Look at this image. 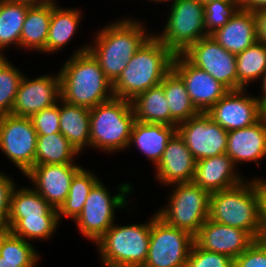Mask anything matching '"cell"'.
<instances>
[{
    "label": "cell",
    "instance_id": "39",
    "mask_svg": "<svg viewBox=\"0 0 266 267\" xmlns=\"http://www.w3.org/2000/svg\"><path fill=\"white\" fill-rule=\"evenodd\" d=\"M37 135L59 133V101L30 117Z\"/></svg>",
    "mask_w": 266,
    "mask_h": 267
},
{
    "label": "cell",
    "instance_id": "26",
    "mask_svg": "<svg viewBox=\"0 0 266 267\" xmlns=\"http://www.w3.org/2000/svg\"><path fill=\"white\" fill-rule=\"evenodd\" d=\"M51 14L52 0L28 8L21 32V49L39 53L45 49Z\"/></svg>",
    "mask_w": 266,
    "mask_h": 267
},
{
    "label": "cell",
    "instance_id": "32",
    "mask_svg": "<svg viewBox=\"0 0 266 267\" xmlns=\"http://www.w3.org/2000/svg\"><path fill=\"white\" fill-rule=\"evenodd\" d=\"M79 154L60 132L38 135L34 165L75 163Z\"/></svg>",
    "mask_w": 266,
    "mask_h": 267
},
{
    "label": "cell",
    "instance_id": "45",
    "mask_svg": "<svg viewBox=\"0 0 266 267\" xmlns=\"http://www.w3.org/2000/svg\"><path fill=\"white\" fill-rule=\"evenodd\" d=\"M261 96L258 95L256 96V98L258 99L259 103L261 104V106L264 108L266 106V72L264 73V75L261 78Z\"/></svg>",
    "mask_w": 266,
    "mask_h": 267
},
{
    "label": "cell",
    "instance_id": "15",
    "mask_svg": "<svg viewBox=\"0 0 266 267\" xmlns=\"http://www.w3.org/2000/svg\"><path fill=\"white\" fill-rule=\"evenodd\" d=\"M53 75V76H52ZM61 98L60 75L44 74L35 78L24 75L20 81L12 108V115L31 117L57 103Z\"/></svg>",
    "mask_w": 266,
    "mask_h": 267
},
{
    "label": "cell",
    "instance_id": "38",
    "mask_svg": "<svg viewBox=\"0 0 266 267\" xmlns=\"http://www.w3.org/2000/svg\"><path fill=\"white\" fill-rule=\"evenodd\" d=\"M233 262L225 254L201 249L193 243L185 267H233Z\"/></svg>",
    "mask_w": 266,
    "mask_h": 267
},
{
    "label": "cell",
    "instance_id": "47",
    "mask_svg": "<svg viewBox=\"0 0 266 267\" xmlns=\"http://www.w3.org/2000/svg\"><path fill=\"white\" fill-rule=\"evenodd\" d=\"M147 1H149V2L151 1V2H154V3H158V4L163 2V4H164V2H167V3L171 2L172 3L175 0H147Z\"/></svg>",
    "mask_w": 266,
    "mask_h": 267
},
{
    "label": "cell",
    "instance_id": "4",
    "mask_svg": "<svg viewBox=\"0 0 266 267\" xmlns=\"http://www.w3.org/2000/svg\"><path fill=\"white\" fill-rule=\"evenodd\" d=\"M209 219L248 231L260 239L258 178L248 177L232 188L211 193Z\"/></svg>",
    "mask_w": 266,
    "mask_h": 267
},
{
    "label": "cell",
    "instance_id": "48",
    "mask_svg": "<svg viewBox=\"0 0 266 267\" xmlns=\"http://www.w3.org/2000/svg\"><path fill=\"white\" fill-rule=\"evenodd\" d=\"M199 1L203 4H205L208 2L219 1V0H199ZM220 1H240V0H220Z\"/></svg>",
    "mask_w": 266,
    "mask_h": 267
},
{
    "label": "cell",
    "instance_id": "44",
    "mask_svg": "<svg viewBox=\"0 0 266 267\" xmlns=\"http://www.w3.org/2000/svg\"><path fill=\"white\" fill-rule=\"evenodd\" d=\"M241 8L256 11L266 6V0H240Z\"/></svg>",
    "mask_w": 266,
    "mask_h": 267
},
{
    "label": "cell",
    "instance_id": "3",
    "mask_svg": "<svg viewBox=\"0 0 266 267\" xmlns=\"http://www.w3.org/2000/svg\"><path fill=\"white\" fill-rule=\"evenodd\" d=\"M174 56L153 34L136 51L113 83L114 97L131 101L142 92L161 84L172 70Z\"/></svg>",
    "mask_w": 266,
    "mask_h": 267
},
{
    "label": "cell",
    "instance_id": "27",
    "mask_svg": "<svg viewBox=\"0 0 266 267\" xmlns=\"http://www.w3.org/2000/svg\"><path fill=\"white\" fill-rule=\"evenodd\" d=\"M42 216H58L53 208L32 186L16 185L10 197V211L8 219H42Z\"/></svg>",
    "mask_w": 266,
    "mask_h": 267
},
{
    "label": "cell",
    "instance_id": "16",
    "mask_svg": "<svg viewBox=\"0 0 266 267\" xmlns=\"http://www.w3.org/2000/svg\"><path fill=\"white\" fill-rule=\"evenodd\" d=\"M172 70L184 81L192 104L206 113L229 90L209 73L191 64L182 54H175Z\"/></svg>",
    "mask_w": 266,
    "mask_h": 267
},
{
    "label": "cell",
    "instance_id": "8",
    "mask_svg": "<svg viewBox=\"0 0 266 267\" xmlns=\"http://www.w3.org/2000/svg\"><path fill=\"white\" fill-rule=\"evenodd\" d=\"M170 186L167 203L156 214L168 225L195 236L209 218L210 193L193 182Z\"/></svg>",
    "mask_w": 266,
    "mask_h": 267
},
{
    "label": "cell",
    "instance_id": "50",
    "mask_svg": "<svg viewBox=\"0 0 266 267\" xmlns=\"http://www.w3.org/2000/svg\"><path fill=\"white\" fill-rule=\"evenodd\" d=\"M264 118L266 119V106L263 108Z\"/></svg>",
    "mask_w": 266,
    "mask_h": 267
},
{
    "label": "cell",
    "instance_id": "41",
    "mask_svg": "<svg viewBox=\"0 0 266 267\" xmlns=\"http://www.w3.org/2000/svg\"><path fill=\"white\" fill-rule=\"evenodd\" d=\"M17 185L14 179L0 171V225L5 227L10 211V197L13 188Z\"/></svg>",
    "mask_w": 266,
    "mask_h": 267
},
{
    "label": "cell",
    "instance_id": "28",
    "mask_svg": "<svg viewBox=\"0 0 266 267\" xmlns=\"http://www.w3.org/2000/svg\"><path fill=\"white\" fill-rule=\"evenodd\" d=\"M131 104L136 121L171 126V113L161 84L137 95Z\"/></svg>",
    "mask_w": 266,
    "mask_h": 267
},
{
    "label": "cell",
    "instance_id": "43",
    "mask_svg": "<svg viewBox=\"0 0 266 267\" xmlns=\"http://www.w3.org/2000/svg\"><path fill=\"white\" fill-rule=\"evenodd\" d=\"M257 29V41L266 44V6L254 11Z\"/></svg>",
    "mask_w": 266,
    "mask_h": 267
},
{
    "label": "cell",
    "instance_id": "31",
    "mask_svg": "<svg viewBox=\"0 0 266 267\" xmlns=\"http://www.w3.org/2000/svg\"><path fill=\"white\" fill-rule=\"evenodd\" d=\"M32 244L5 229L0 235V267H35L41 256Z\"/></svg>",
    "mask_w": 266,
    "mask_h": 267
},
{
    "label": "cell",
    "instance_id": "6",
    "mask_svg": "<svg viewBox=\"0 0 266 267\" xmlns=\"http://www.w3.org/2000/svg\"><path fill=\"white\" fill-rule=\"evenodd\" d=\"M152 215L148 223L113 224L94 244L104 267H142L146 261Z\"/></svg>",
    "mask_w": 266,
    "mask_h": 267
},
{
    "label": "cell",
    "instance_id": "7",
    "mask_svg": "<svg viewBox=\"0 0 266 267\" xmlns=\"http://www.w3.org/2000/svg\"><path fill=\"white\" fill-rule=\"evenodd\" d=\"M132 185L130 182L117 185V193L113 196L112 190L100 179L86 198L81 214L74 220L80 235L95 243L115 223L116 212L131 205L127 199L133 192Z\"/></svg>",
    "mask_w": 266,
    "mask_h": 267
},
{
    "label": "cell",
    "instance_id": "42",
    "mask_svg": "<svg viewBox=\"0 0 266 267\" xmlns=\"http://www.w3.org/2000/svg\"><path fill=\"white\" fill-rule=\"evenodd\" d=\"M258 175V196L260 210V239L266 241V179Z\"/></svg>",
    "mask_w": 266,
    "mask_h": 267
},
{
    "label": "cell",
    "instance_id": "30",
    "mask_svg": "<svg viewBox=\"0 0 266 267\" xmlns=\"http://www.w3.org/2000/svg\"><path fill=\"white\" fill-rule=\"evenodd\" d=\"M30 6L0 0V56H6L5 49L13 45L21 50L22 27Z\"/></svg>",
    "mask_w": 266,
    "mask_h": 267
},
{
    "label": "cell",
    "instance_id": "23",
    "mask_svg": "<svg viewBox=\"0 0 266 267\" xmlns=\"http://www.w3.org/2000/svg\"><path fill=\"white\" fill-rule=\"evenodd\" d=\"M177 133V126L135 121L131 131L128 150L133 145L156 166L167 144ZM132 145V146H131Z\"/></svg>",
    "mask_w": 266,
    "mask_h": 267
},
{
    "label": "cell",
    "instance_id": "18",
    "mask_svg": "<svg viewBox=\"0 0 266 267\" xmlns=\"http://www.w3.org/2000/svg\"><path fill=\"white\" fill-rule=\"evenodd\" d=\"M256 239L248 232L207 219L194 243L201 249L225 254L233 260L245 251Z\"/></svg>",
    "mask_w": 266,
    "mask_h": 267
},
{
    "label": "cell",
    "instance_id": "21",
    "mask_svg": "<svg viewBox=\"0 0 266 267\" xmlns=\"http://www.w3.org/2000/svg\"><path fill=\"white\" fill-rule=\"evenodd\" d=\"M236 169L239 168L226 153L198 160L192 182L210 194L229 189L246 179Z\"/></svg>",
    "mask_w": 266,
    "mask_h": 267
},
{
    "label": "cell",
    "instance_id": "36",
    "mask_svg": "<svg viewBox=\"0 0 266 267\" xmlns=\"http://www.w3.org/2000/svg\"><path fill=\"white\" fill-rule=\"evenodd\" d=\"M24 73L8 60L0 56V116L12 113L16 93Z\"/></svg>",
    "mask_w": 266,
    "mask_h": 267
},
{
    "label": "cell",
    "instance_id": "49",
    "mask_svg": "<svg viewBox=\"0 0 266 267\" xmlns=\"http://www.w3.org/2000/svg\"><path fill=\"white\" fill-rule=\"evenodd\" d=\"M4 230H5V227H3V226L0 225V235H1V233H2Z\"/></svg>",
    "mask_w": 266,
    "mask_h": 267
},
{
    "label": "cell",
    "instance_id": "37",
    "mask_svg": "<svg viewBox=\"0 0 266 267\" xmlns=\"http://www.w3.org/2000/svg\"><path fill=\"white\" fill-rule=\"evenodd\" d=\"M241 8L240 1H213L204 4L206 33L223 27Z\"/></svg>",
    "mask_w": 266,
    "mask_h": 267
},
{
    "label": "cell",
    "instance_id": "46",
    "mask_svg": "<svg viewBox=\"0 0 266 267\" xmlns=\"http://www.w3.org/2000/svg\"><path fill=\"white\" fill-rule=\"evenodd\" d=\"M2 1L26 3V4H29V5H37V4H42V3L48 2L50 0H2Z\"/></svg>",
    "mask_w": 266,
    "mask_h": 267
},
{
    "label": "cell",
    "instance_id": "10",
    "mask_svg": "<svg viewBox=\"0 0 266 267\" xmlns=\"http://www.w3.org/2000/svg\"><path fill=\"white\" fill-rule=\"evenodd\" d=\"M194 236L152 215L149 249L142 267H185Z\"/></svg>",
    "mask_w": 266,
    "mask_h": 267
},
{
    "label": "cell",
    "instance_id": "12",
    "mask_svg": "<svg viewBox=\"0 0 266 267\" xmlns=\"http://www.w3.org/2000/svg\"><path fill=\"white\" fill-rule=\"evenodd\" d=\"M182 55L229 91L238 90L236 55L225 50L211 35L191 44Z\"/></svg>",
    "mask_w": 266,
    "mask_h": 267
},
{
    "label": "cell",
    "instance_id": "20",
    "mask_svg": "<svg viewBox=\"0 0 266 267\" xmlns=\"http://www.w3.org/2000/svg\"><path fill=\"white\" fill-rule=\"evenodd\" d=\"M226 154L236 167L244 163L266 158V119L264 116L255 124L228 132Z\"/></svg>",
    "mask_w": 266,
    "mask_h": 267
},
{
    "label": "cell",
    "instance_id": "25",
    "mask_svg": "<svg viewBox=\"0 0 266 267\" xmlns=\"http://www.w3.org/2000/svg\"><path fill=\"white\" fill-rule=\"evenodd\" d=\"M59 126L68 141L82 154L90 148V109L59 99Z\"/></svg>",
    "mask_w": 266,
    "mask_h": 267
},
{
    "label": "cell",
    "instance_id": "13",
    "mask_svg": "<svg viewBox=\"0 0 266 267\" xmlns=\"http://www.w3.org/2000/svg\"><path fill=\"white\" fill-rule=\"evenodd\" d=\"M177 133L196 161L226 153L228 132L206 113L178 124Z\"/></svg>",
    "mask_w": 266,
    "mask_h": 267
},
{
    "label": "cell",
    "instance_id": "34",
    "mask_svg": "<svg viewBox=\"0 0 266 267\" xmlns=\"http://www.w3.org/2000/svg\"><path fill=\"white\" fill-rule=\"evenodd\" d=\"M238 90L247 89L266 72V44L256 41L236 55Z\"/></svg>",
    "mask_w": 266,
    "mask_h": 267
},
{
    "label": "cell",
    "instance_id": "11",
    "mask_svg": "<svg viewBox=\"0 0 266 267\" xmlns=\"http://www.w3.org/2000/svg\"><path fill=\"white\" fill-rule=\"evenodd\" d=\"M37 136L30 117L0 116V151L22 175L34 166Z\"/></svg>",
    "mask_w": 266,
    "mask_h": 267
},
{
    "label": "cell",
    "instance_id": "24",
    "mask_svg": "<svg viewBox=\"0 0 266 267\" xmlns=\"http://www.w3.org/2000/svg\"><path fill=\"white\" fill-rule=\"evenodd\" d=\"M82 17V10L78 7H60L56 0H52L47 43L41 54H54L67 46L77 34Z\"/></svg>",
    "mask_w": 266,
    "mask_h": 267
},
{
    "label": "cell",
    "instance_id": "9",
    "mask_svg": "<svg viewBox=\"0 0 266 267\" xmlns=\"http://www.w3.org/2000/svg\"><path fill=\"white\" fill-rule=\"evenodd\" d=\"M162 33H153L174 54H182L191 44L208 36L204 4L199 0H175L169 5Z\"/></svg>",
    "mask_w": 266,
    "mask_h": 267
},
{
    "label": "cell",
    "instance_id": "1",
    "mask_svg": "<svg viewBox=\"0 0 266 267\" xmlns=\"http://www.w3.org/2000/svg\"><path fill=\"white\" fill-rule=\"evenodd\" d=\"M145 25L139 19L123 17L94 32L92 43H88V51L99 62L112 84L136 51L153 35Z\"/></svg>",
    "mask_w": 266,
    "mask_h": 267
},
{
    "label": "cell",
    "instance_id": "33",
    "mask_svg": "<svg viewBox=\"0 0 266 267\" xmlns=\"http://www.w3.org/2000/svg\"><path fill=\"white\" fill-rule=\"evenodd\" d=\"M99 180L100 178H98L93 170L90 171V169L88 170L84 167L75 174L70 184L69 193L57 210L60 222L66 217L71 220L77 219L83 210L84 203L91 189Z\"/></svg>",
    "mask_w": 266,
    "mask_h": 267
},
{
    "label": "cell",
    "instance_id": "17",
    "mask_svg": "<svg viewBox=\"0 0 266 267\" xmlns=\"http://www.w3.org/2000/svg\"><path fill=\"white\" fill-rule=\"evenodd\" d=\"M82 168L78 163L34 165L24 176L53 208L65 201L72 178Z\"/></svg>",
    "mask_w": 266,
    "mask_h": 267
},
{
    "label": "cell",
    "instance_id": "29",
    "mask_svg": "<svg viewBox=\"0 0 266 267\" xmlns=\"http://www.w3.org/2000/svg\"><path fill=\"white\" fill-rule=\"evenodd\" d=\"M161 85L171 113V126H177L200 113L192 104L184 81L173 70L163 78Z\"/></svg>",
    "mask_w": 266,
    "mask_h": 267
},
{
    "label": "cell",
    "instance_id": "22",
    "mask_svg": "<svg viewBox=\"0 0 266 267\" xmlns=\"http://www.w3.org/2000/svg\"><path fill=\"white\" fill-rule=\"evenodd\" d=\"M211 36L225 50L239 54L257 41L254 11L240 8L237 13Z\"/></svg>",
    "mask_w": 266,
    "mask_h": 267
},
{
    "label": "cell",
    "instance_id": "40",
    "mask_svg": "<svg viewBox=\"0 0 266 267\" xmlns=\"http://www.w3.org/2000/svg\"><path fill=\"white\" fill-rule=\"evenodd\" d=\"M233 267H266V241L255 240L234 259Z\"/></svg>",
    "mask_w": 266,
    "mask_h": 267
},
{
    "label": "cell",
    "instance_id": "2",
    "mask_svg": "<svg viewBox=\"0 0 266 267\" xmlns=\"http://www.w3.org/2000/svg\"><path fill=\"white\" fill-rule=\"evenodd\" d=\"M89 44L78 47L58 70L61 99L88 109L114 97L113 84L99 62L88 51Z\"/></svg>",
    "mask_w": 266,
    "mask_h": 267
},
{
    "label": "cell",
    "instance_id": "19",
    "mask_svg": "<svg viewBox=\"0 0 266 267\" xmlns=\"http://www.w3.org/2000/svg\"><path fill=\"white\" fill-rule=\"evenodd\" d=\"M155 168V180L168 187L175 183H189L193 181L196 160L191 154L184 140L176 133L164 150Z\"/></svg>",
    "mask_w": 266,
    "mask_h": 267
},
{
    "label": "cell",
    "instance_id": "14",
    "mask_svg": "<svg viewBox=\"0 0 266 267\" xmlns=\"http://www.w3.org/2000/svg\"><path fill=\"white\" fill-rule=\"evenodd\" d=\"M206 114L227 132L257 123L263 116V107L247 89L228 91Z\"/></svg>",
    "mask_w": 266,
    "mask_h": 267
},
{
    "label": "cell",
    "instance_id": "35",
    "mask_svg": "<svg viewBox=\"0 0 266 267\" xmlns=\"http://www.w3.org/2000/svg\"><path fill=\"white\" fill-rule=\"evenodd\" d=\"M61 222L58 216H42V219H8L6 230L26 241H46L56 234Z\"/></svg>",
    "mask_w": 266,
    "mask_h": 267
},
{
    "label": "cell",
    "instance_id": "5",
    "mask_svg": "<svg viewBox=\"0 0 266 267\" xmlns=\"http://www.w3.org/2000/svg\"><path fill=\"white\" fill-rule=\"evenodd\" d=\"M136 121L131 101L113 97L90 109V148L114 154L128 149Z\"/></svg>",
    "mask_w": 266,
    "mask_h": 267
}]
</instances>
